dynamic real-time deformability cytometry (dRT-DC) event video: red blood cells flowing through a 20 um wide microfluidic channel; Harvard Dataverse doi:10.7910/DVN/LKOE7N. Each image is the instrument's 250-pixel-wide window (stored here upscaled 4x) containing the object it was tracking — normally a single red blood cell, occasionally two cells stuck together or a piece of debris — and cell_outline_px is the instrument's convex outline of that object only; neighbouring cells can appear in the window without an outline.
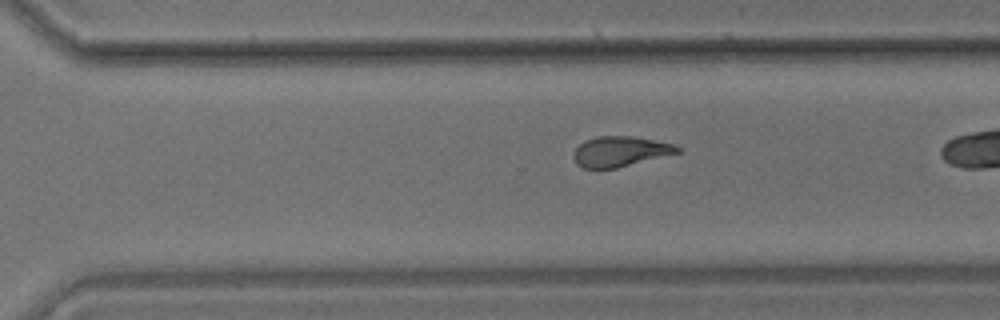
{"species": "common noctule bat (a hibernating species)", "species_latin": "Nyctalus noctula", "temperature_condition": "room temperature", "stored_images_in_passage": 34, "camera_frame_rate_fps": 3000, "um_per_image_px": 0.085, "animal": {"sex": "male", "body_mass_g": 17.9}, "frame": {"image": 1, "passage_image": 29, "time_ms": 9.333, "image_size_px": [1000, 320], "cell_outline_px": [[680, 152], [616, 168], [584, 168], [576, 164], [572, 156], [576, 148], [584, 140], [600, 136], [632, 136], [672, 144], [680, 148]], "centroid_in_image_um": [52.66, 12.87], "position_along_channel_um": 317.9, "area_um2": 18.03}}